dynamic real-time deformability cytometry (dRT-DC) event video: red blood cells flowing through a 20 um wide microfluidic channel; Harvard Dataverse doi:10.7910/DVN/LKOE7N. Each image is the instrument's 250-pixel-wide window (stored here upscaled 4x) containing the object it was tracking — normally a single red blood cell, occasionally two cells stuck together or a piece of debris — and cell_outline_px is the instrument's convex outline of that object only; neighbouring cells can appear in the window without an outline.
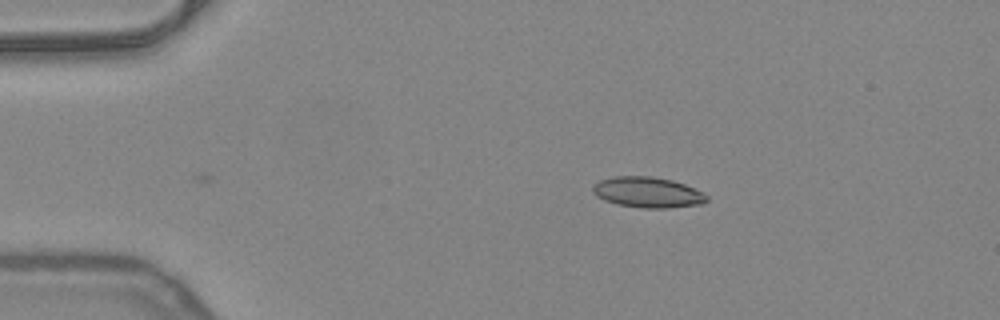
{"species": "common noctule bat (a hibernating species)", "species_latin": "Nyctalus noctula", "temperature_condition": "warm", "stored_images_in_passage": 11, "camera_frame_rate_fps": 3000, "um_per_image_px": 0.085, "animal": {"sex": "female", "body_mass_g": 24.6, "forearm_length_mm": 56.2}, "frame": {"image": 1, "passage_image": 1, "time_ms": 0.0, "image_size_px": [1000, 320], "cell_outline_px": [[708, 200], [704, 204], [668, 208], [640, 208], [616, 204], [604, 200], [596, 196], [592, 192], [592, 184], [600, 180], [612, 176], [652, 176], [672, 180], [684, 184], [704, 192], [708, 196]], "centroid_in_image_um": [55.05, 16.35], "position_along_channel_um": 30.0, "area_um2": 20.69}}
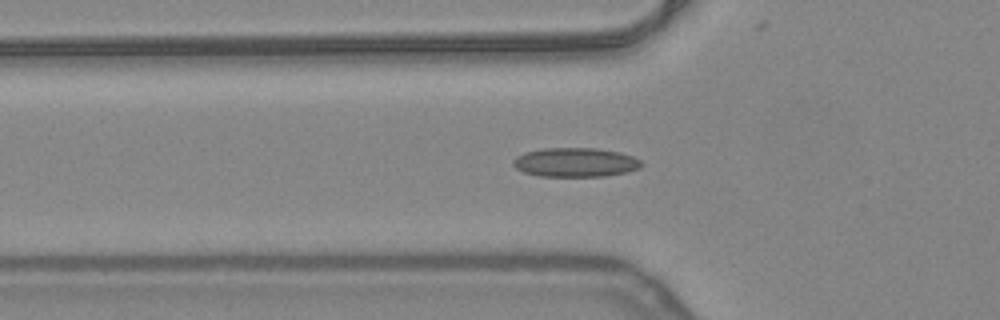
{"frame": {"image": 2, "passage_image": 9, "time_ms": 2.667, "image_size_px": [1000, 320], "cell_outline_px": [[644, 164], [640, 168], [628, 172], [604, 176], [540, 176], [524, 172], [516, 168], [512, 164], [512, 160], [516, 156], [524, 152], [544, 148], [596, 148], [620, 152], [632, 156], [640, 160]], "centroid_in_image_um": [48.91, 13.79], "position_along_channel_um": 76.9, "area_um2": 21.91}}